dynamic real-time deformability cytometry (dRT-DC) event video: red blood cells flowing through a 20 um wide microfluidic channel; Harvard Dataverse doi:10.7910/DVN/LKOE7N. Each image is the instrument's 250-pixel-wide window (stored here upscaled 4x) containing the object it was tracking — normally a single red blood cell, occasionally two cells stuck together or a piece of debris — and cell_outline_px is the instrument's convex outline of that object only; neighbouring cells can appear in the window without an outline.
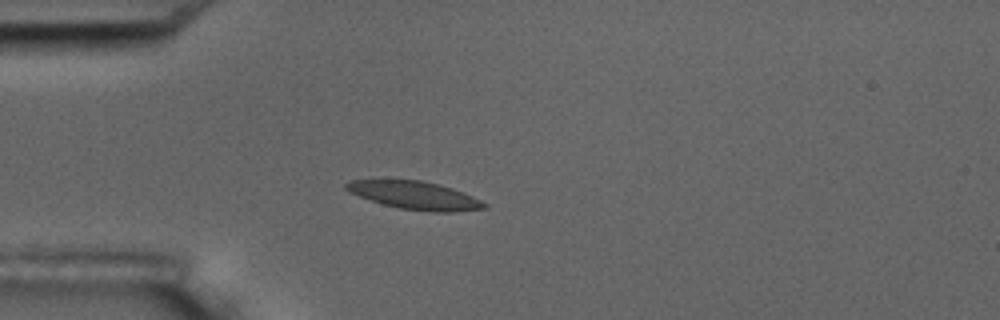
{"species": "common noctule bat (a hibernating species)", "species_latin": "Nyctalus noctula", "temperature_condition": "room temperature", "stored_images_in_passage": 4, "camera_frame_rate_fps": 3000, "um_per_image_px": 0.085, "animal": {"sex": "male", "body_mass_g": 17.5, "forearm_length_mm": 52.3}, "frame": {"image": 1, "passage_image": 4, "time_ms": 3.333, "image_size_px": [1000, 320], "cell_outline_px": [[488, 208], [452, 212], [432, 212], [400, 208], [384, 204], [348, 192], [344, 188], [344, 184], [348, 180], [420, 180], [440, 184], [464, 192], [488, 204]], "centroid_in_image_um": [35.28, 16.6], "position_along_channel_um": 49.7, "area_um2": 22.48}}